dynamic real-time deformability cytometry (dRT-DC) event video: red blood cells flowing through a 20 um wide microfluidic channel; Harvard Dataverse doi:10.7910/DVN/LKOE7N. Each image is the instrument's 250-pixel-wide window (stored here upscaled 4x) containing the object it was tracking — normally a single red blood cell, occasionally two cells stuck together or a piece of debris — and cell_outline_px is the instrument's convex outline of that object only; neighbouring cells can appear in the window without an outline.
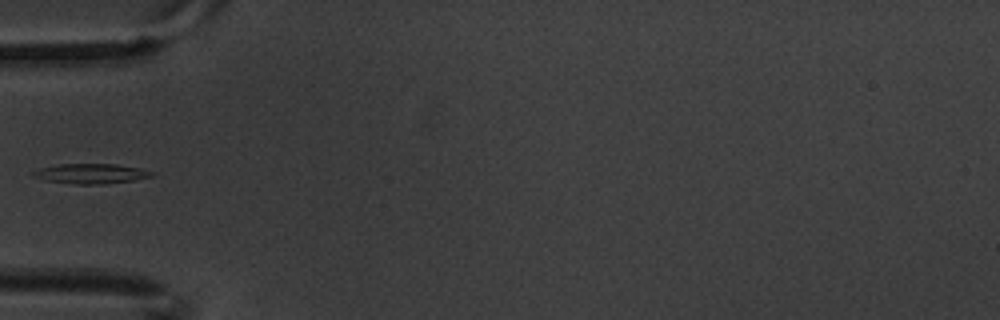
{"species": "common noctule bat (a hibernating species)", "species_latin": "Nyctalus noctula", "temperature_condition": "warm", "stored_images_in_passage": 11, "camera_frame_rate_fps": 3000, "um_per_image_px": 0.085, "animal": {"sex": "male", "body_mass_g": 20.1, "forearm_length_mm": 53.5}, "frame": {"image": 1, "passage_image": 5, "time_ms": 1.333, "image_size_px": [1000, 320], "cell_outline_px": [[152, 176], [136, 180], [104, 184], [76, 184], [44, 180], [32, 176], [28, 172], [40, 168], [60, 164], [116, 164], [140, 168], [152, 172]], "centroid_in_image_um": [7.68, 14.76], "position_along_channel_um": 77.3, "area_um2": 13.81}}
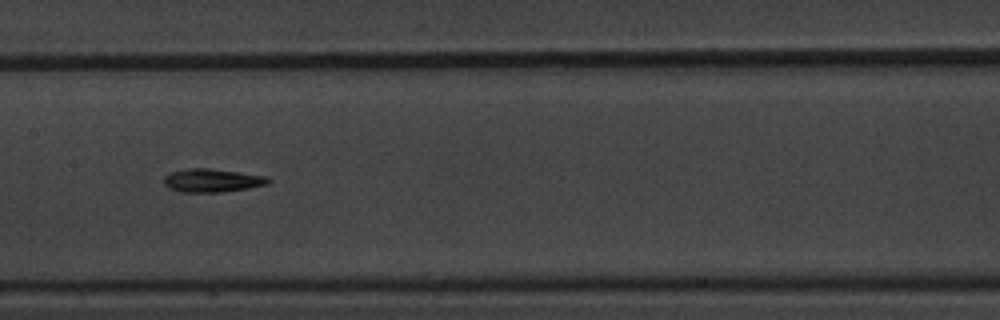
{"frame": {"image": 2, "passage_image": 8, "time_ms": 2.333, "image_size_px": [1000, 320], "cell_outline_px": [[272, 180], [268, 184], [248, 188], [220, 192], [180, 192], [168, 188], [164, 184], [164, 176], [172, 172], [188, 168], [208, 168], [264, 176]], "centroid_in_image_um": [17.99, 15.34], "position_along_channel_um": 189.4, "area_um2": 14.05}}
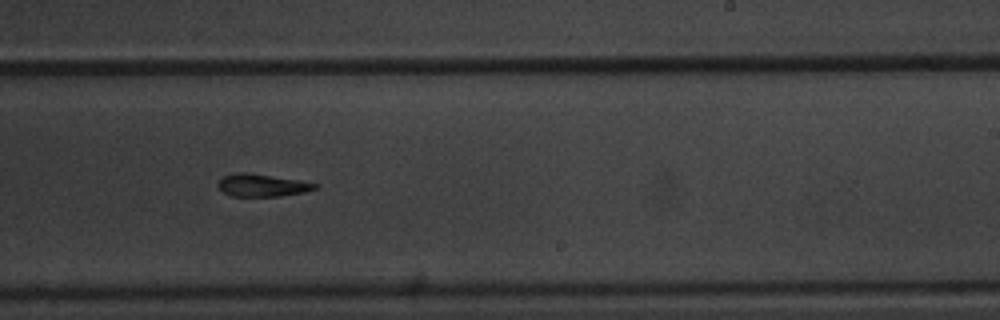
{"frame": {"image": 3, "passage_image": 10, "time_ms": 3.0, "image_size_px": [1000, 320], "cell_outline_px": [[320, 184], [316, 188], [304, 192], [280, 196], [232, 196], [224, 192], [216, 184], [224, 176], [236, 172], [248, 172]], "centroid_in_image_um": [22.26, 15.74], "position_along_channel_um": 266.7, "area_um2": 12.54}}